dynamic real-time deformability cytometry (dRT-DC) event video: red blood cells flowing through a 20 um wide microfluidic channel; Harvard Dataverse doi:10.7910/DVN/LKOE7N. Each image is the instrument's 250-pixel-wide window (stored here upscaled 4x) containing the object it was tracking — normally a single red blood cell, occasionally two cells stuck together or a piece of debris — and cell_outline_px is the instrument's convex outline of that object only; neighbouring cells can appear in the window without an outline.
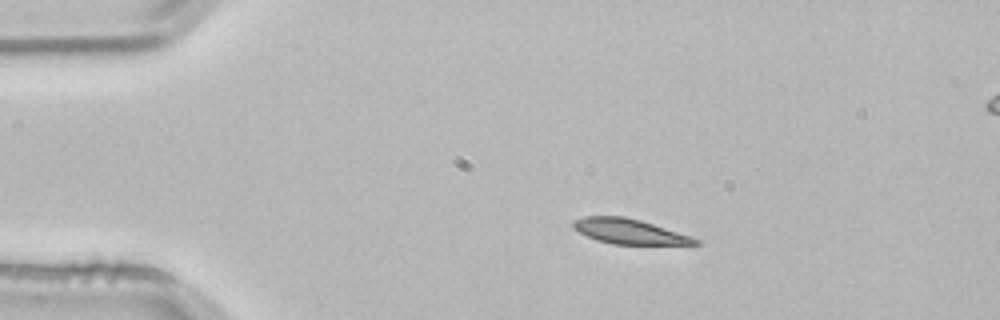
{"species": "common noctule bat (a hibernating species)", "species_latin": "Nyctalus noctula", "temperature_condition": "room temperature", "stored_images_in_passage": 3, "segment_of_instrument_passage": [1, 2], "camera_frame_rate_fps": 3000, "um_per_image_px": 0.085, "animal": {"sex": "male", "body_mass_g": 21.5, "forearm_length_mm": 52.0}, "frame": {"image": 1, "passage_image": 1, "time_ms": 0.0, "image_size_px": [1000, 320], "cell_outline_px": [[700, 244], [612, 244], [596, 240], [572, 228], [572, 220], [584, 216], [624, 216], [640, 220], [700, 240]], "centroid_in_image_um": [53.39, 19.66], "position_along_channel_um": 31.6, "area_um2": 17.46}}